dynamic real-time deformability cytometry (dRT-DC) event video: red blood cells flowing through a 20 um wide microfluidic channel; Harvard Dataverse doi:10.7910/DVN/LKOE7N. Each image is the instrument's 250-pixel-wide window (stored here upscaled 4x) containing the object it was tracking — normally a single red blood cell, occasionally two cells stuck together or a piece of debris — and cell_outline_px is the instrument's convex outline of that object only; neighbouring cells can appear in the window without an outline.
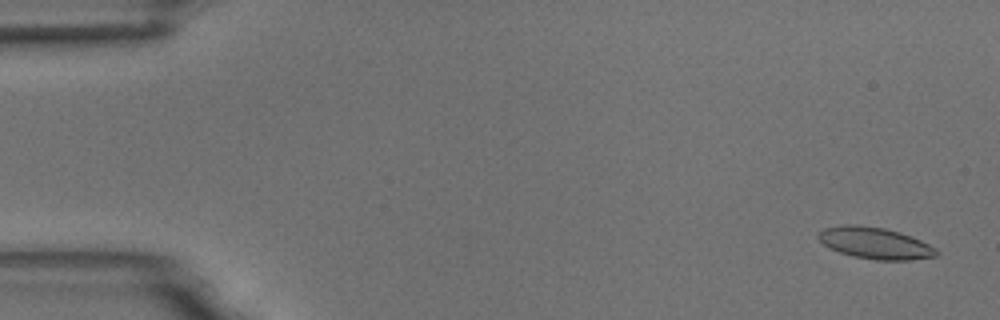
{"species": "common noctule bat (a hibernating species)", "species_latin": "Nyctalus noctula", "temperature_condition": "room temperature", "stored_images_in_passage": 56, "camera_frame_rate_fps": 3000, "um_per_image_px": 0.085, "animal": {"sex": "male", "body_mass_g": 18.8}, "frame": {"image": 1, "passage_image": 3, "time_ms": 0.667, "image_size_px": [1000, 320], "cell_outline_px": [[940, 252], [936, 256], [912, 260], [876, 260], [852, 256], [828, 248], [816, 236], [824, 228], [840, 224], [856, 224], [884, 228], [900, 232], [920, 240], [936, 248]], "centroid_in_image_um": [74.37, 20.66], "position_along_channel_um": 10.6, "area_um2": 21.85}}
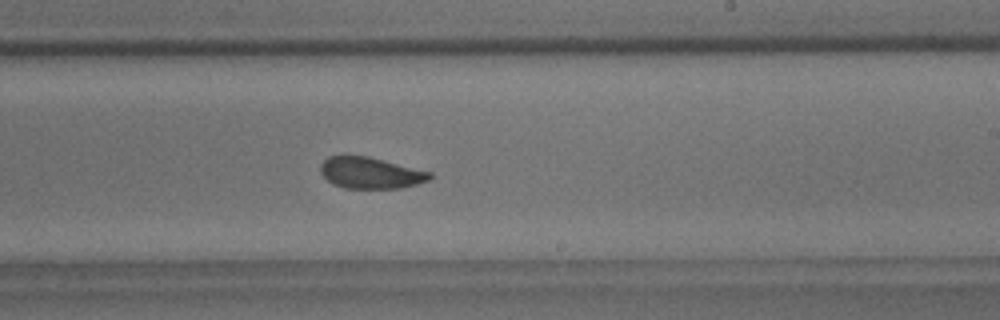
{"frame": {"image": 2, "passage_image": 34, "time_ms": 11.0, "image_size_px": [1000, 320], "cell_outline_px": [[432, 176], [428, 180], [416, 184], [400, 188], [344, 188], [332, 184], [320, 172], [320, 164], [328, 156], [368, 156], [432, 172]], "centroid_in_image_um": [31.48, 14.7], "position_along_channel_um": 257.5, "area_um2": 19.88}}
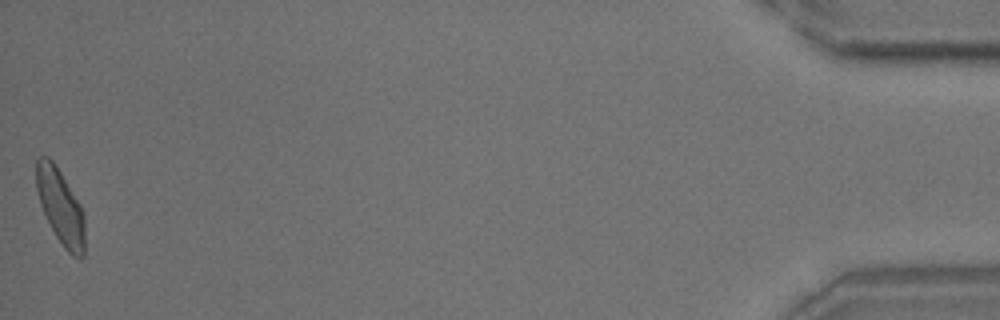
{"frame": {"image": 3, "passage_image": 56, "time_ms": 18.333, "image_size_px": [1000, 320], "cell_outline_px": [[84, 256], [80, 260], [72, 256], [64, 248], [56, 236], [40, 204], [36, 188], [36, 160], [40, 156], [48, 156], [52, 160], [60, 172], [80, 204], [84, 212]], "centroid_in_image_um": [5.15, 17.59], "position_along_channel_um": 430.1, "area_um2": 21.1}, "authors_computed_cell_mechanics": {"area_um2": 21.097, "velocity_mm_per_s": 3.6553, "shape_relaxation_time_tau1_ms": 4.9192, "shape_relaxation_time_tau2_ms": 1.4713, "deformation_change_tau1": 0.1323, "deformation_change_tau2": 0.0666}}